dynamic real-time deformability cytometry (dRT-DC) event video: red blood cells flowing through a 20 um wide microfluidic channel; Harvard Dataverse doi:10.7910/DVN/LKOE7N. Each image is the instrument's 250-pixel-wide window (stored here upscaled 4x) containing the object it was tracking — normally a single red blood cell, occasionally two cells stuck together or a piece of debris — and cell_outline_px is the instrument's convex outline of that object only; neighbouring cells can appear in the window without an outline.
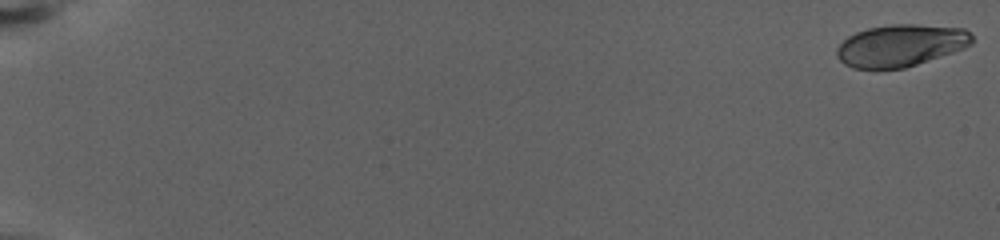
{"species": "human", "species_latin": "Homo sapiens", "temperature_condition": "warm", "stored_images_in_passage": 77, "camera_frame_rate_fps": 3000, "um_per_image_px": 0.085, "donor": {"sex": "female"}, "frame": {"image": 1, "passage_image": 1, "time_ms": 0.0, "image_size_px": [1000, 240], "cell_outline_px": [[972, 44], [964, 48], [904, 68], [852, 68], [844, 64], [836, 56], [836, 48], [848, 36], [856, 32], [868, 28], [892, 24], [912, 24], [964, 28], [972, 36]], "centroid_in_image_um": [76.53, 3.86], "position_along_channel_um": 8.5, "area_um2": 32.83}}
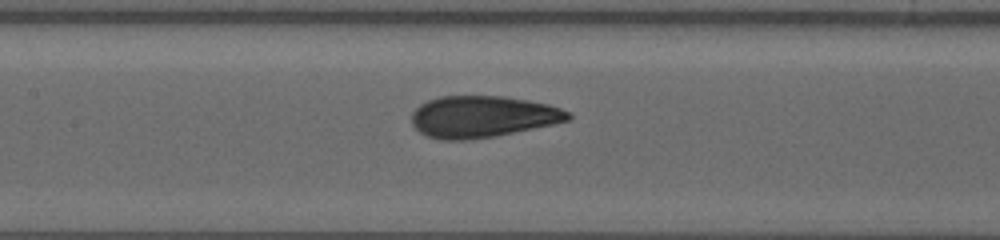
{"frame": {"image": 2, "passage_image": 40, "time_ms": 13.0, "image_size_px": [1000, 240], "cell_outline_px": [[572, 116], [568, 120], [552, 124], [492, 136], [464, 140], [440, 140], [428, 136], [420, 132], [412, 124], [412, 112], [420, 104], [428, 100], [440, 96], [500, 96], [528, 100], [548, 104], [572, 112]], "centroid_in_image_um": [40.99, 9.9], "position_along_channel_um": 166.4, "area_um2": 37.63}}
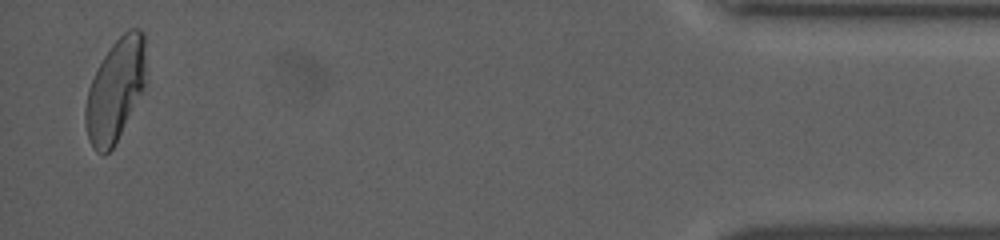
{"frame": {"image": 3, "passage_image": 75, "time_ms": 24.667, "image_size_px": [1000, 240], "cell_outline_px": [[144, 88], [112, 148], [104, 156], [96, 152], [92, 148], [88, 140], [84, 120], [84, 108], [88, 88], [104, 56], [112, 44], [128, 28], [140, 28], [144, 32]], "centroid_in_image_um": [9.77, 7.68], "position_along_channel_um": 425.4, "area_um2": 35.72}, "authors_computed_cell_mechanics": {"area_um2": 36.2984, "velocity_mm_per_s": 2.8213, "shape_relaxation_time_tau1_ms": 5.5587, "shape_relaxation_time_tau2_ms": 0.9735, "deformation_change_tau1": 0.1966, "deformation_change_tau2": 0.0623}}